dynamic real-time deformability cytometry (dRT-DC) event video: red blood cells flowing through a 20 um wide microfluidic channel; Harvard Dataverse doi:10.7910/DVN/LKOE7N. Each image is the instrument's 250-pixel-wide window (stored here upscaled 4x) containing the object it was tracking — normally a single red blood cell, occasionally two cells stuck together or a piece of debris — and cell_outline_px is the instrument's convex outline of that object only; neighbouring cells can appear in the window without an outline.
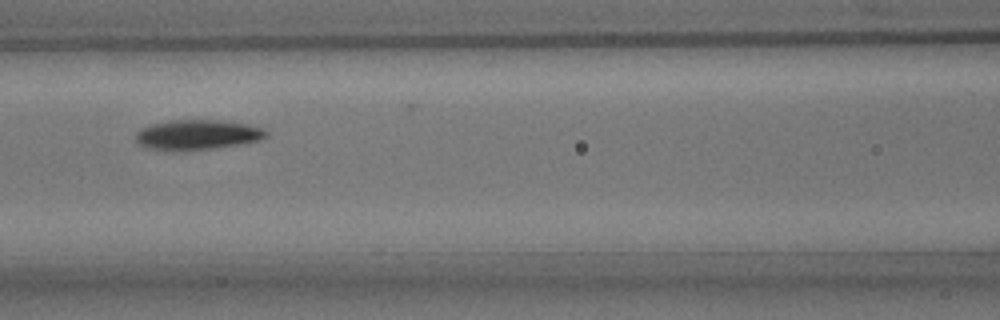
{"species": "common noctule bat (a hibernating species)", "species_latin": "Nyctalus noctula", "temperature_condition": "room temperature", "stored_images_in_passage": 11, "camera_frame_rate_fps": 3000, "um_per_image_px": 0.085, "animal": {"sex": "male", "body_mass_g": 15.6}, "frame": {"image": 1, "passage_image": 6, "time_ms": 1.667, "image_size_px": [1000, 320], "cell_outline_px": [[268, 136], [260, 140], [236, 144], [208, 148], [152, 148], [140, 144], [136, 140], [136, 132], [140, 128], [152, 124], [172, 120], [220, 120], [248, 124], [264, 128], [268, 132]], "centroid_in_image_um": [16.84, 11.4], "position_along_channel_um": 149.8, "area_um2": 21.85}}